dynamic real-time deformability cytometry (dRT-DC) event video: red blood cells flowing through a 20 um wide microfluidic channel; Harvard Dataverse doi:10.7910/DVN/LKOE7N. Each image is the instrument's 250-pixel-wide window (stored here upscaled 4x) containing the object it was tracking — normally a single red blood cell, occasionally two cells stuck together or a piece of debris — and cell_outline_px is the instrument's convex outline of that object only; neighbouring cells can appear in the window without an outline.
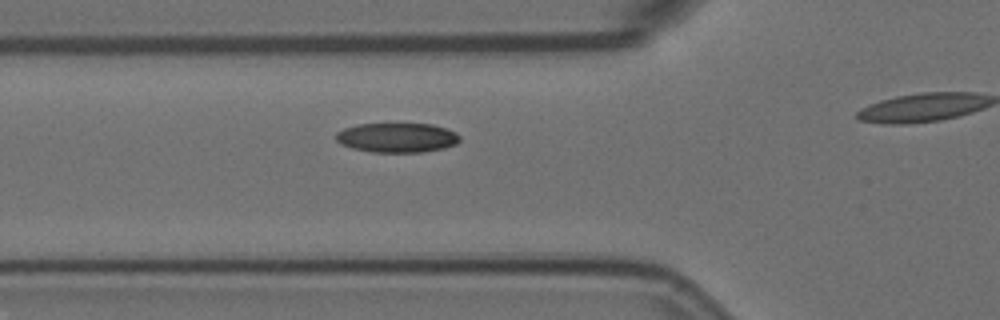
{"species": "Egyptian fruit bat (a non-hibernating species)", "species_latin": "Rousettus aegyptiacus", "temperature_condition": "room temperature", "stored_images_in_passage": 17, "camera_frame_rate_fps": 3000, "um_per_image_px": 0.085, "animal": {"sex": "female"}, "frame": {"image": 1, "passage_image": 12, "time_ms": 3.667, "image_size_px": [1000, 320], "cell_outline_px": [[460, 140], [456, 144], [444, 148], [424, 152], [372, 152], [352, 148], [340, 144], [336, 140], [336, 132], [344, 128], [356, 124], [432, 124], [448, 128], [456, 132], [460, 136]], "centroid_in_image_um": [33.76, 11.7], "position_along_channel_um": 92.0, "area_um2": 21.5}}
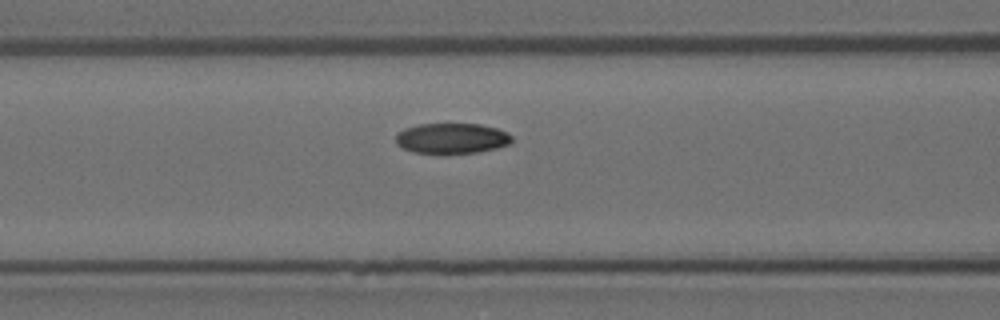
{"frame": {"image": 2, "passage_image": 15, "time_ms": 4.667, "image_size_px": [1000, 320], "cell_outline_px": [[512, 140], [508, 144], [496, 148], [476, 152], [444, 156], [412, 152], [396, 144], [396, 132], [404, 128], [420, 124], [480, 124], [496, 128], [508, 132], [512, 136]], "centroid_in_image_um": [38.36, 11.79], "position_along_channel_um": 128.2, "area_um2": 21.21}}